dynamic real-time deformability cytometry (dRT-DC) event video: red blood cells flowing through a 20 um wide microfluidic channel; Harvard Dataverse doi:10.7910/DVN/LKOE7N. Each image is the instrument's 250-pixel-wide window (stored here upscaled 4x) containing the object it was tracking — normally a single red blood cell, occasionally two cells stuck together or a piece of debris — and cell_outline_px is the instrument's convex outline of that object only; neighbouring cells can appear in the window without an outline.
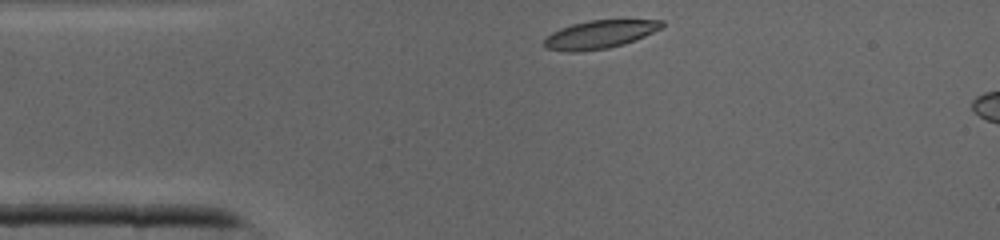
{"species": "common noctule bat (a hibernating species)", "species_latin": "Nyctalus noctula", "temperature_condition": "cold", "stored_images_in_passage": 5, "camera_frame_rate_fps": 3000, "um_per_image_px": 0.085, "animal": {"sex": "male", "body_mass_g": 19.0, "forearm_length_mm": 50.8}, "frame": {"image": 1, "passage_image": 1, "time_ms": 0.0, "image_size_px": [1000, 240], "cell_outline_px": [[664, 24], [660, 28], [644, 36], [624, 44], [608, 48], [580, 52], [564, 52], [544, 48], [544, 40], [552, 32], [560, 28], [572, 24], [588, 20], [664, 20]], "centroid_in_image_um": [50.92, 2.94], "position_along_channel_um": 34.1, "area_um2": 19.31}}